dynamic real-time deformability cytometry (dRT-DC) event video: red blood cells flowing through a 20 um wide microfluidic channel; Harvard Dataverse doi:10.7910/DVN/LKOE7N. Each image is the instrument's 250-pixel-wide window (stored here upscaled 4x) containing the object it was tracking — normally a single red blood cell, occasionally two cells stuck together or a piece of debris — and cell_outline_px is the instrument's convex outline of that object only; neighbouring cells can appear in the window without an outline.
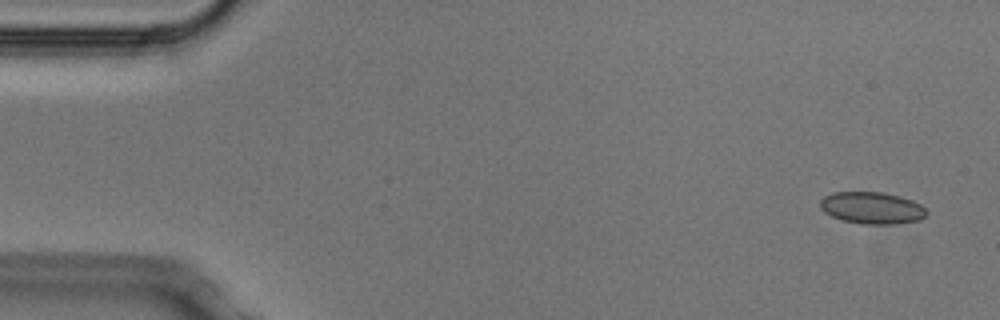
{"species": "Egyptian fruit bat (a non-hibernating species)", "species_latin": "Rousettus aegyptiacus", "temperature_condition": "cold", "stored_images_in_passage": 5, "segment_of_instrument_passage": [2, 2], "camera_frame_rate_fps": 3000, "um_per_image_px": 0.085, "animal": {"sex": "male"}, "frame": {"image": 1, "passage_image": 5, "time_ms": 1.333, "image_size_px": [1000, 320], "cell_outline_px": [[928, 212], [920, 220], [892, 224], [860, 224], [840, 220], [824, 212], [820, 208], [820, 200], [824, 196], [832, 192], [880, 192], [900, 196], [912, 200], [920, 204]], "centroid_in_image_um": [74.08, 17.67], "position_along_channel_um": 10.9, "area_um2": 19.88}}